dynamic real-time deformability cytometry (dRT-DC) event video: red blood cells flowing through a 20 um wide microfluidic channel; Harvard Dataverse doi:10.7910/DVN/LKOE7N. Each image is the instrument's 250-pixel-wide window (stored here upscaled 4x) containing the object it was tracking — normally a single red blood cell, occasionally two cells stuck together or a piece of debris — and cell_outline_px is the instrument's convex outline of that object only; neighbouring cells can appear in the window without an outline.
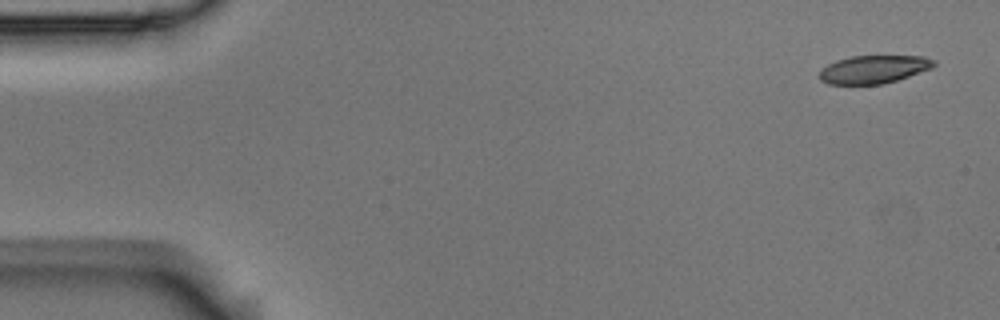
{"species": "Egyptian fruit bat (a non-hibernating species)", "species_latin": "Rousettus aegyptiacus", "temperature_condition": "room temperature", "stored_images_in_passage": 5, "camera_frame_rate_fps": 3000, "um_per_image_px": 0.085, "animal": {"sex": "male"}, "frame": {"image": 1, "passage_image": 1, "time_ms": 0.0, "image_size_px": [1000, 320], "cell_outline_px": [[936, 64], [932, 68], [884, 84], [828, 84], [820, 80], [820, 68], [836, 60], [852, 56], [924, 56], [936, 60]], "centroid_in_image_um": [74.26, 5.89], "position_along_channel_um": 10.7, "area_um2": 18.73}}
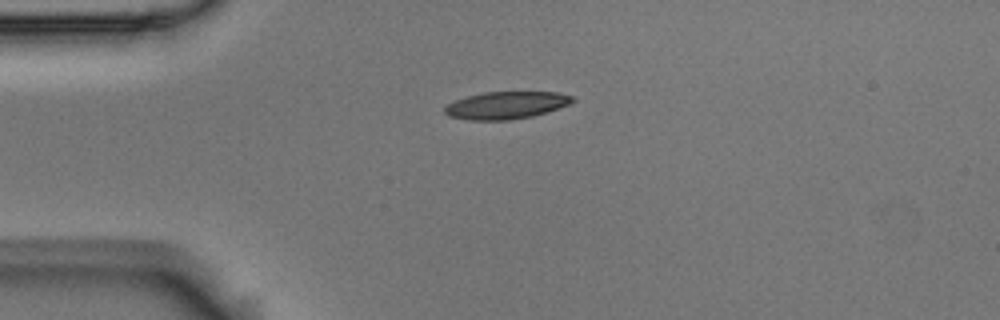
{"frame": {"image": 2, "passage_image": 4, "time_ms": 1.0, "image_size_px": [1000, 320], "cell_outline_px": [[576, 100], [568, 104], [532, 116], [508, 120], [468, 120], [448, 116], [444, 112], [444, 108], [448, 104], [456, 100], [468, 96], [484, 92], [556, 92], [576, 96]], "centroid_in_image_um": [43.02, 8.94], "position_along_channel_um": 42.0, "area_um2": 20.23}}